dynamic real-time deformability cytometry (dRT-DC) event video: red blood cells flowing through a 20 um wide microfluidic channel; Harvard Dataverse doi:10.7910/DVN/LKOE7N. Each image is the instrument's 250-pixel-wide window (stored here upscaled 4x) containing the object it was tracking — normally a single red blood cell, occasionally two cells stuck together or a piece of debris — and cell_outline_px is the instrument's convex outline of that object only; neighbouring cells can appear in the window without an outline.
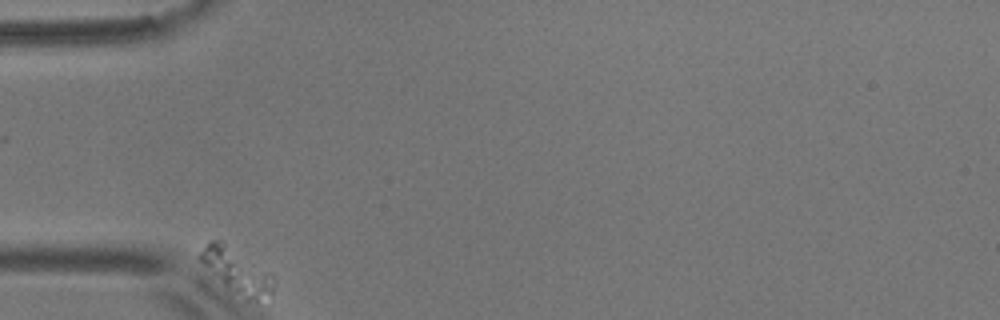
{"species": "common noctule bat (a hibernating species)", "species_latin": "Nyctalus noctula", "temperature_condition": "room temperature", "stored_images_in_passage": 42, "camera_frame_rate_fps": 3000, "um_per_image_px": 0.085, "animal": {"sex": "male", "body_mass_g": 17.9}, "frame": {"image": 1, "passage_image": 1, "time_ms": 0.0, "image_size_px": [1000, 320], "cell_outline_px": [[276, 288], [272, 300], [268, 304], [260, 304], [248, 300], [224, 284], [200, 260], [200, 252], [212, 240], [220, 240], [268, 272], [276, 280]], "centroid_in_image_um": [20.3, 23.17], "position_along_channel_um": 64.7, "area_um2": 18.84}}
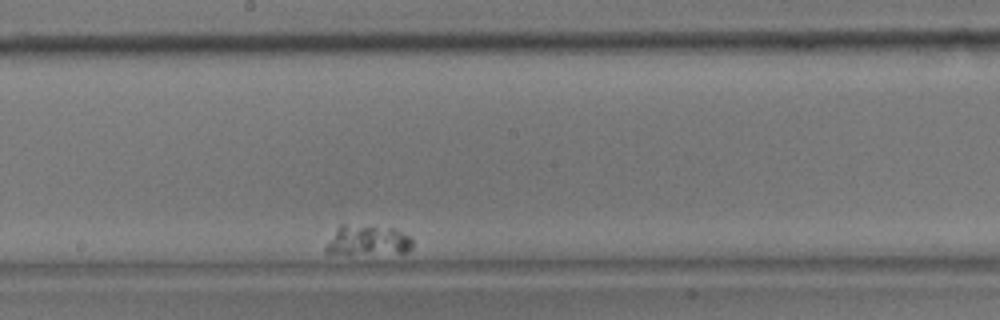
{"frame": {"image": 2, "passage_image": 23, "time_ms": 7.333, "image_size_px": [1000, 320], "cell_outline_px": [[412, 248], [408, 252], [324, 252], [324, 248], [340, 224], [344, 224], [392, 228], [408, 236], [412, 240]], "centroid_in_image_um": [31.27, 20.4], "position_along_channel_um": 216.9, "area_um2": 14.33}}
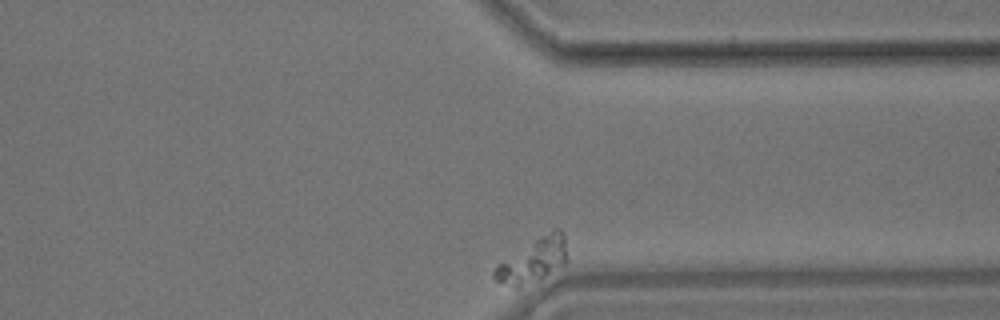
{"frame": {"image": 3, "passage_image": 42, "time_ms": 13.667, "image_size_px": [1000, 320], "cell_outline_px": [[564, 264], [544, 276], [516, 288], [496, 280], [492, 276], [492, 272], [500, 264], [536, 240], [556, 228], [560, 228], [564, 232]], "centroid_in_image_um": [45.31, 22.15], "position_along_channel_um": 366.1, "area_um2": 17.05}}